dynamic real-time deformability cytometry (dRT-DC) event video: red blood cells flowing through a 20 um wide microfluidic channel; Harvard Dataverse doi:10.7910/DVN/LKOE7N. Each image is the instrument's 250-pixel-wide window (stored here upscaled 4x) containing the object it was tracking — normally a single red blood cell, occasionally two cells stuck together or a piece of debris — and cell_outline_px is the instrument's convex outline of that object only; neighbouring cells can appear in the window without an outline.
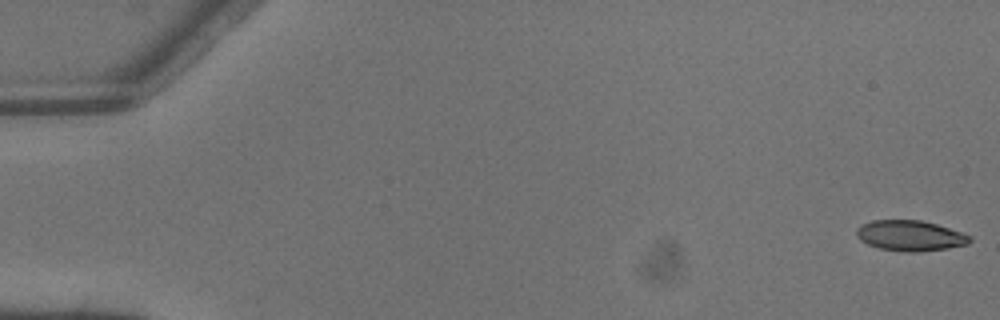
{"species": "common noctule bat (a hibernating species)", "species_latin": "Nyctalus noctula", "temperature_condition": "warm", "stored_images_in_passage": 4, "camera_frame_rate_fps": 3000, "um_per_image_px": 0.085, "animal": {"sex": "male", "body_mass_g": 13.3}, "frame": {"image": 1, "passage_image": 1, "time_ms": 0.0, "image_size_px": [1000, 320], "cell_outline_px": [[972, 240], [968, 244], [948, 248], [920, 252], [904, 252], [880, 248], [868, 244], [860, 240], [856, 236], [856, 228], [860, 224], [872, 220], [920, 220], [936, 224], [972, 236]], "centroid_in_image_um": [77.34, 20.03], "position_along_channel_um": 7.7, "area_um2": 20.23}}
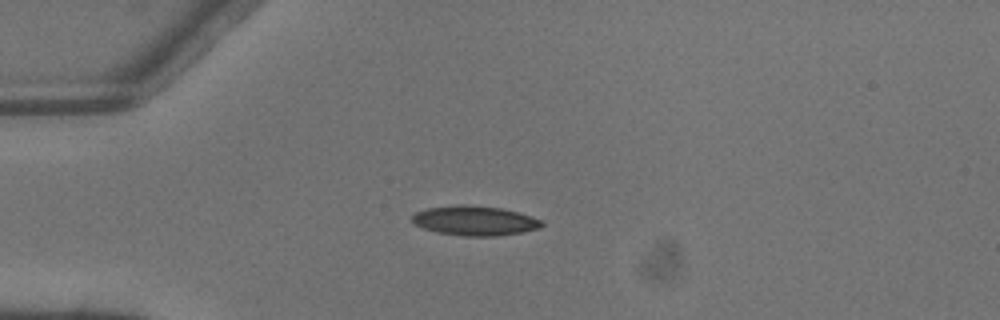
{"frame": {"image": 2, "passage_image": 4, "time_ms": 1.0, "image_size_px": [1000, 320], "cell_outline_px": [[544, 224], [540, 228], [520, 232], [496, 236], [464, 236], [436, 232], [412, 224], [412, 216], [416, 212], [428, 208], [460, 204], [464, 204], [500, 208], [516, 212], [540, 220]], "centroid_in_image_um": [40.3, 18.76], "position_along_channel_um": 44.7, "area_um2": 22.14}}